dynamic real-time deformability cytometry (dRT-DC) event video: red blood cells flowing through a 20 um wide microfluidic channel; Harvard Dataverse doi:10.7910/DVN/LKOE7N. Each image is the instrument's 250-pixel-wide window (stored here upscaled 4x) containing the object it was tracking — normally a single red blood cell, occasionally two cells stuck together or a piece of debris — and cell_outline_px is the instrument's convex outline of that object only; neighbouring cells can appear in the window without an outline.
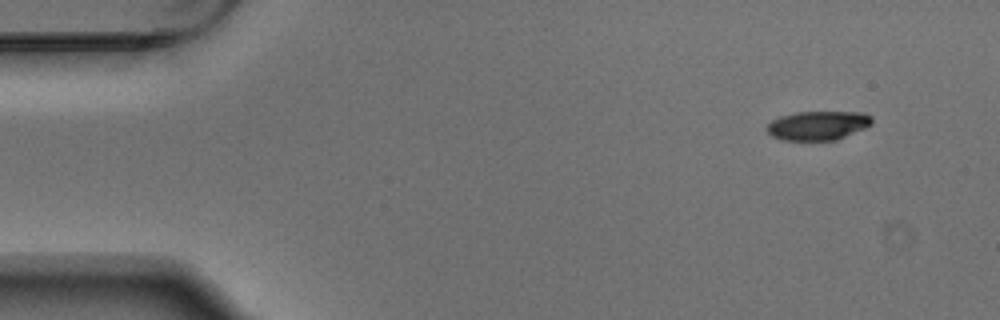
{"species": "Egyptian fruit bat (a non-hibernating species)", "species_latin": "Rousettus aegyptiacus", "temperature_condition": "warm", "stored_images_in_passage": 3, "camera_frame_rate_fps": 3000, "um_per_image_px": 0.085, "animal": {"sex": "male"}, "frame": {"image": 1, "passage_image": 1, "time_ms": 0.0, "image_size_px": [1000, 320], "cell_outline_px": [[872, 124], [864, 128], [836, 140], [784, 140], [772, 136], [768, 132], [768, 124], [772, 120], [780, 116], [796, 112], [864, 112], [872, 116]], "centroid_in_image_um": [69.54, 10.66], "position_along_channel_um": 15.5, "area_um2": 17.69}}
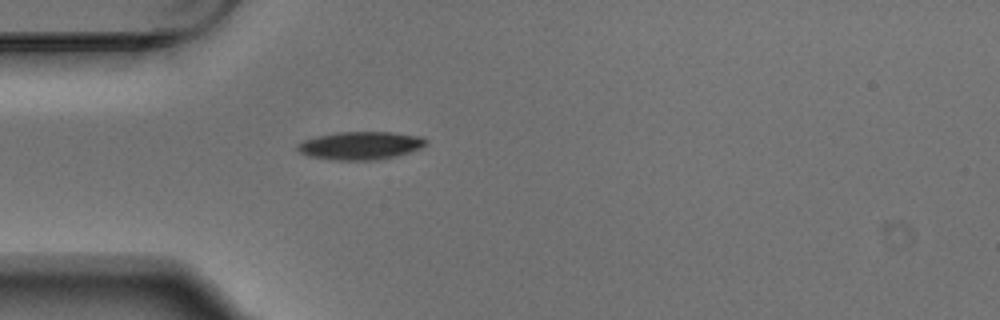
{"frame": {"image": 2, "passage_image": 3, "time_ms": 0.667, "image_size_px": [1000, 320], "cell_outline_px": [[428, 144], [420, 148], [396, 156], [376, 160], [336, 160], [308, 156], [300, 152], [296, 148], [296, 144], [304, 140], [316, 136], [336, 132], [392, 132], [420, 136], [428, 140]], "centroid_in_image_um": [30.63, 12.37], "position_along_channel_um": 54.4, "area_um2": 21.04}}